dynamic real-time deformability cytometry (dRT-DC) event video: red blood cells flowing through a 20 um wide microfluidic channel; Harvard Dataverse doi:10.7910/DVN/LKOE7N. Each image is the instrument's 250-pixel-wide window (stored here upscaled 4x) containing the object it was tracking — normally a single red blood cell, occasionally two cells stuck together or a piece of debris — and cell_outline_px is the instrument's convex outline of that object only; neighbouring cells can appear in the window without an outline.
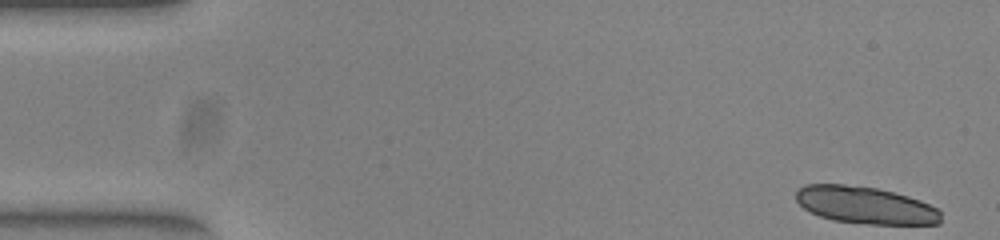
{"species": "common noctule bat (a hibernating species)", "species_latin": "Nyctalus noctula", "temperature_condition": "warm", "stored_images_in_passage": 38, "camera_frame_rate_fps": 3000, "um_per_image_px": 0.085, "animal": {"sex": "female", "body_mass_g": 23.0, "forearm_length_mm": 53.4}, "frame": {"image": 1, "passage_image": 1, "time_ms": 0.0, "image_size_px": [1000, 240], "cell_outline_px": [[940, 224], [868, 224], [832, 220], [820, 216], [804, 208], [796, 200], [796, 188], [804, 184], [844, 184], [876, 188], [908, 196], [920, 200], [936, 208], [940, 212]], "centroid_in_image_um": [73.52, 17.43], "position_along_channel_um": 11.5, "area_um2": 31.33}}
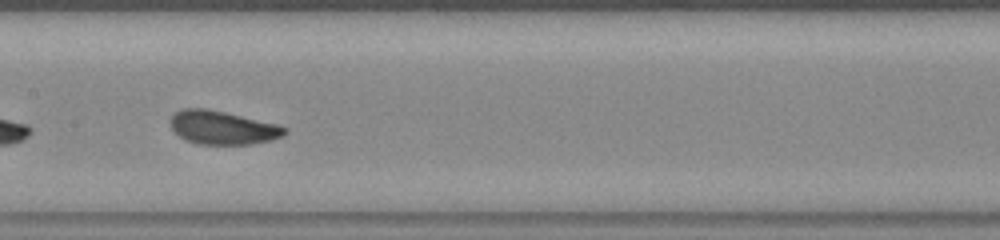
{"frame": {"image": 2, "passage_image": 25, "time_ms": 8.0, "image_size_px": [1000, 240], "cell_outline_px": [[288, 132], [284, 136], [272, 140], [248, 144], [200, 144], [184, 140], [172, 128], [172, 116], [176, 112], [184, 108], [204, 108], [224, 112], [276, 124], [288, 128]], "centroid_in_image_um": [18.95, 10.86], "position_along_channel_um": 188.4, "area_um2": 22.02}}
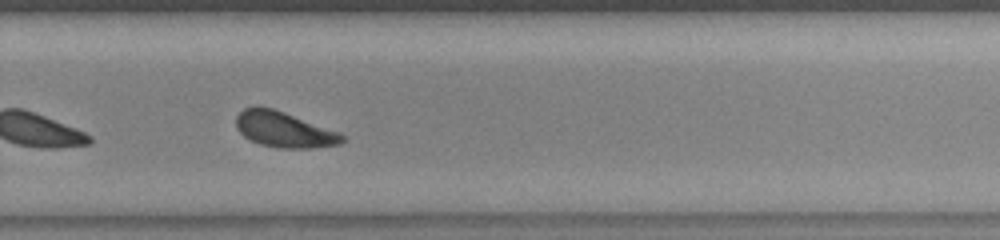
{"frame": {"image": 3, "passage_image": 34, "time_ms": 11.0, "image_size_px": [1000, 240], "cell_outline_px": [[344, 140], [340, 144], [312, 148], [276, 148], [260, 144], [244, 136], [236, 128], [236, 116], [244, 108], [272, 108], [284, 112], [340, 132], [344, 136]], "centroid_in_image_um": [24.16, 11.03], "position_along_channel_um": 305.6, "area_um2": 21.73}}